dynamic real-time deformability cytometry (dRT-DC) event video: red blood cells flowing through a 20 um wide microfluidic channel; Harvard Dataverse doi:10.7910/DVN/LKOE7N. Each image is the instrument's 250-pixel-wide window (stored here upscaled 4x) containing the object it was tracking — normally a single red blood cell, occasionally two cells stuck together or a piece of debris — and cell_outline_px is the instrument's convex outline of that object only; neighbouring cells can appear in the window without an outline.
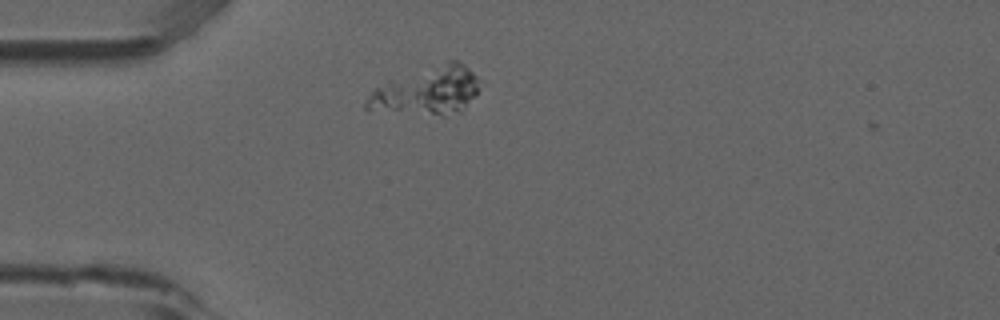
{"species": "common noctule bat (a hibernating species)", "species_latin": "Nyctalus noctula", "temperature_condition": "room temperature", "stored_images_in_passage": 7, "camera_frame_rate_fps": 3000, "um_per_image_px": 0.085, "animal": {"sex": "male", "forearm_length_mm": 52.5}, "frame": {"image": 1, "passage_image": 6, "time_ms": 1.667, "image_size_px": [1000, 320], "cell_outline_px": [[476, 96], [460, 112], [444, 116], [368, 112], [364, 108], [364, 100], [376, 88], [388, 80], [448, 60], [456, 60], [464, 64], [476, 76]], "centroid_in_image_um": [36.21, 7.77], "position_along_channel_um": 48.8, "area_um2": 32.08}}